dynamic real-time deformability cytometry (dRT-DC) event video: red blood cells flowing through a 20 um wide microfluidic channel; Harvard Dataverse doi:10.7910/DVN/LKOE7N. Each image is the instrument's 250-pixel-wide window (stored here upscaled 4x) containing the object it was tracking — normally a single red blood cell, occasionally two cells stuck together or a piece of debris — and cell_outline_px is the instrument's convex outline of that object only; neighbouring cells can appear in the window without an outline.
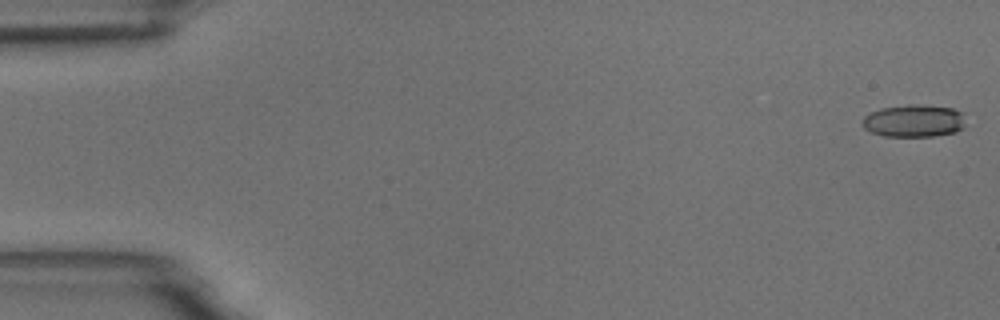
{"species": "common noctule bat (a hibernating species)", "species_latin": "Nyctalus noctula", "temperature_condition": "room temperature", "stored_images_in_passage": 55, "camera_frame_rate_fps": 3000, "um_per_image_px": 0.085, "animal": {"sex": "male", "body_mass_g": 18.8}, "frame": {"image": 1, "passage_image": 1, "time_ms": 0.0, "image_size_px": [1000, 320], "cell_outline_px": [[964, 128], [956, 132], [932, 136], [884, 136], [872, 132], [864, 128], [860, 124], [860, 120], [864, 116], [880, 108], [908, 104], [916, 104], [952, 108], [964, 112]], "centroid_in_image_um": [77.67, 10.26], "position_along_channel_um": 7.3, "area_um2": 19.77}}
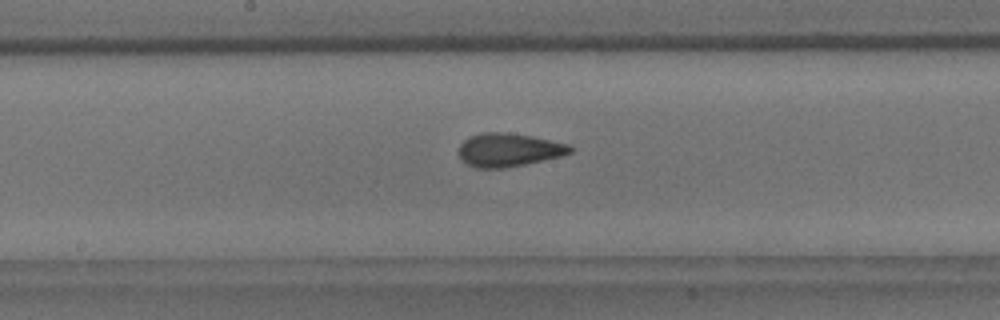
{"frame": {"image": 2, "passage_image": 29, "time_ms": 9.333, "image_size_px": [1000, 320], "cell_outline_px": [[572, 152], [560, 156], [524, 164], [504, 168], [476, 168], [460, 160], [456, 152], [460, 144], [468, 136], [480, 132], [504, 132], [532, 136], [568, 144], [572, 148]], "centroid_in_image_um": [43.15, 12.73], "position_along_channel_um": 205.0, "area_um2": 21.79}}
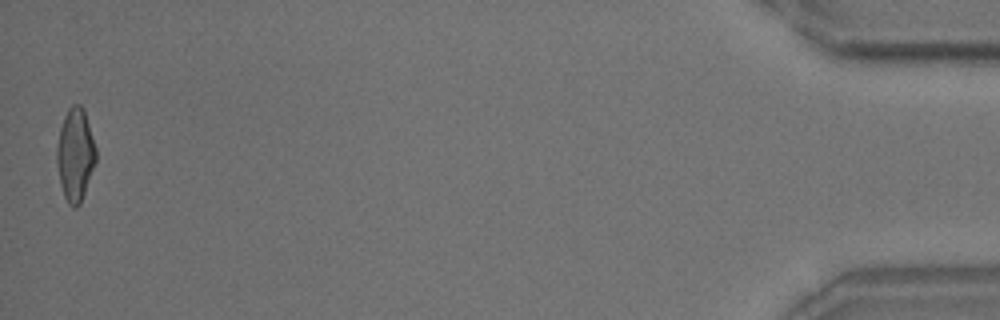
{"frame": {"image": 3, "passage_image": 55, "time_ms": 18.0, "image_size_px": [1000, 320], "cell_outline_px": [[96, 160], [80, 204], [76, 208], [72, 208], [68, 204], [64, 196], [60, 184], [56, 160], [56, 148], [60, 128], [64, 116], [68, 108], [72, 104], [80, 104], [84, 108], [96, 148]], "centroid_in_image_um": [6.38, 13.13], "position_along_channel_um": 428.8, "area_um2": 21.21}, "authors_computed_cell_mechanics": {"area_um2": 21.0392, "velocity_mm_per_s": 3.6541, "shape_relaxation_time_tau1_ms": 5.4975, "shape_relaxation_time_tau2_ms": 1.7199, "deformation_change_tau1": 0.1594, "deformation_change_tau2": 0.0862}}